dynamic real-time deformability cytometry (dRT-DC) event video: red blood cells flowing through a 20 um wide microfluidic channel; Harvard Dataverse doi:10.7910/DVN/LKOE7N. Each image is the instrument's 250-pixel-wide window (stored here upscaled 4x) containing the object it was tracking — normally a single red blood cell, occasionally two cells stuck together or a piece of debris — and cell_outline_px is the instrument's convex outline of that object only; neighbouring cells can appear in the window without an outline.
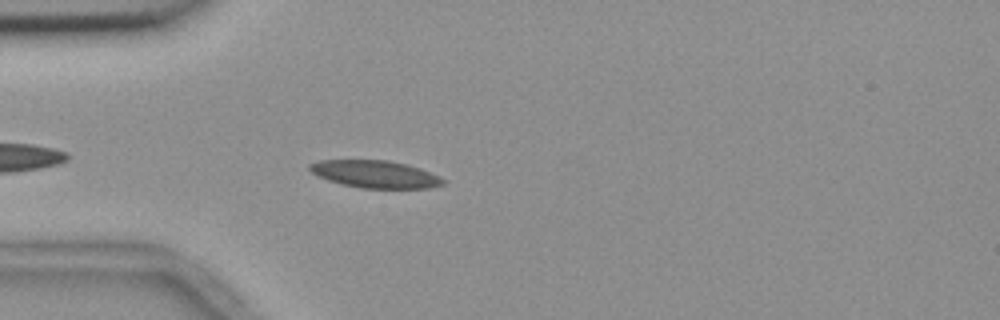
{"species": "common noctule bat (a hibernating species)", "species_latin": "Nyctalus noctula", "temperature_condition": "room temperature", "stored_images_in_passage": 44, "camera_frame_rate_fps": 3000, "um_per_image_px": 0.085, "animal": {"sex": "female", "body_mass_g": 18.4}, "frame": {"image": 1, "passage_image": 4, "time_ms": 1.0, "image_size_px": [1000, 320], "cell_outline_px": [[444, 184], [428, 188], [360, 188], [328, 180], [312, 172], [308, 168], [308, 164], [320, 160], [388, 160], [408, 164], [420, 168], [444, 180]], "centroid_in_image_um": [31.87, 14.79], "position_along_channel_um": 53.1, "area_um2": 21.04}}
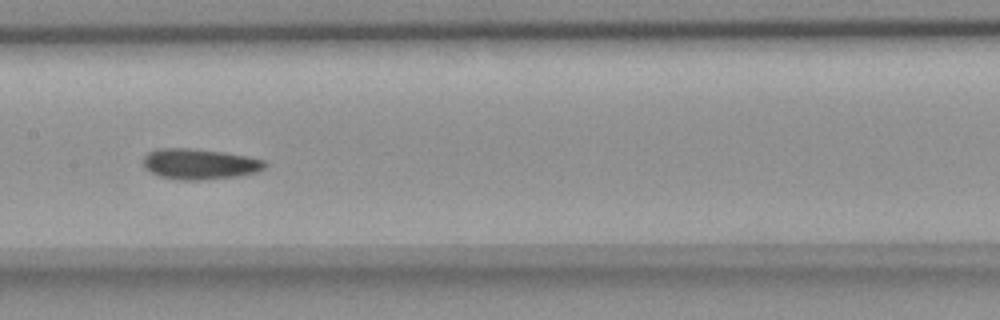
{"frame": {"image": 2, "passage_image": 16, "time_ms": 5.0, "image_size_px": [1000, 320], "cell_outline_px": [[268, 164], [264, 168], [256, 172], [240, 176], [200, 180], [176, 180], [160, 176], [144, 168], [144, 156], [148, 152], [156, 148], [192, 148], [224, 152], [248, 156], [264, 160]], "centroid_in_image_um": [16.97, 13.94], "position_along_channel_um": 190.4, "area_um2": 21.91}}
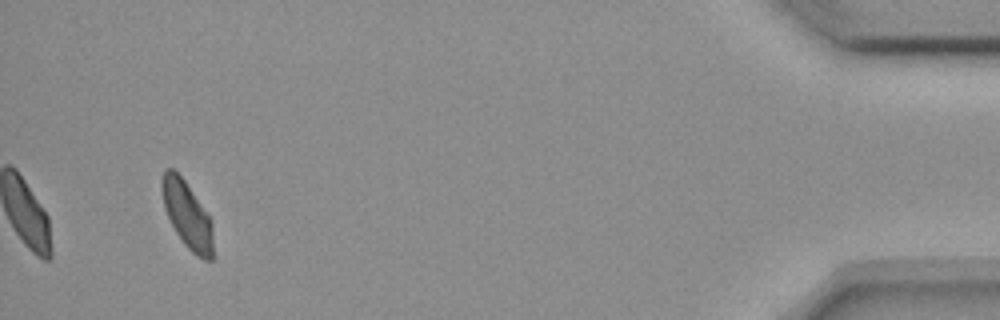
{"frame": {"image": 3, "passage_image": 41, "time_ms": 13.333, "image_size_px": [1000, 320], "cell_outline_px": [[212, 260], [204, 260], [196, 256], [184, 244], [176, 232], [164, 208], [160, 188], [160, 180], [164, 168], [172, 168], [184, 180], [208, 216], [212, 224]], "centroid_in_image_um": [15.86, 18.24], "position_along_channel_um": 419.3, "area_um2": 19.65}, "authors_computed_cell_mechanics": {"area_um2": 21.2415, "velocity_mm_per_s": 3.6448, "shape_relaxation_time_tau1_ms": null, "shape_relaxation_time_tau2_ms": 8.7288, "deformation_change_tau1": null, "deformation_change_tau2": 0.0937}}